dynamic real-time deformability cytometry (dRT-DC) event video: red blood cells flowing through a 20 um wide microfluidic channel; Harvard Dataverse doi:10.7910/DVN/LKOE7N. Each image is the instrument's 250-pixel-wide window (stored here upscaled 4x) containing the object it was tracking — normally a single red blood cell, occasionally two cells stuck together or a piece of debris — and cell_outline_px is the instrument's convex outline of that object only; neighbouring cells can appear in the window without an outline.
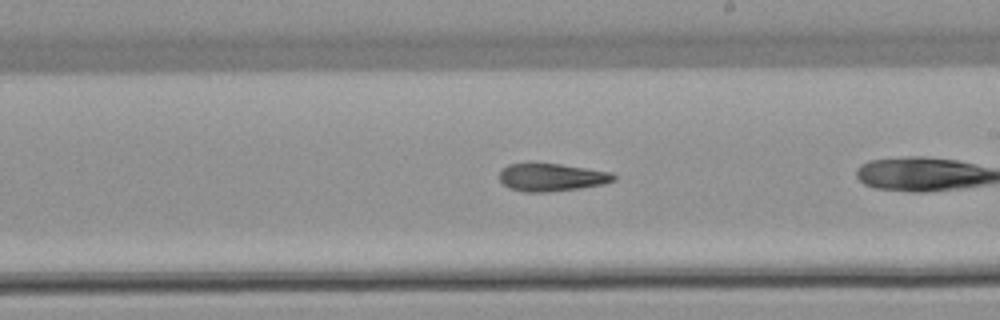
{"species": "common noctule bat (a hibernating species)", "species_latin": "Nyctalus noctula", "temperature_condition": "warm", "stored_images_in_passage": 36, "camera_frame_rate_fps": 3000, "um_per_image_px": 0.085, "animal": {"sex": "female", "body_mass_g": 22.7, "forearm_length_mm": 54.2}, "frame": {"image": 1, "passage_image": 26, "time_ms": 8.333, "image_size_px": [1000, 320], "cell_outline_px": [[616, 180], [604, 184], [580, 188], [548, 192], [524, 192], [508, 188], [500, 180], [500, 172], [508, 164], [560, 164], [612, 172], [616, 176]], "centroid_in_image_um": [46.92, 15.08], "position_along_channel_um": 242.1, "area_um2": 18.38}}
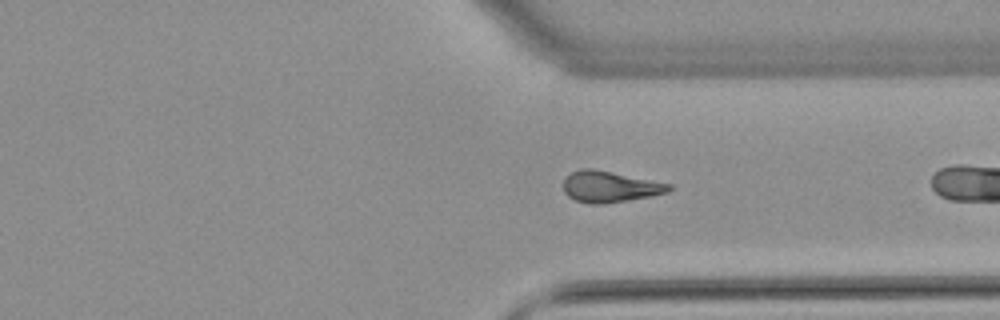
{"frame": {"image": 2, "passage_image": 35, "time_ms": 11.333, "image_size_px": [1000, 320], "cell_outline_px": [[672, 188], [668, 192], [652, 196], [604, 204], [588, 204], [576, 200], [568, 196], [564, 192], [564, 180], [572, 172], [580, 168], [592, 168], [672, 184]], "centroid_in_image_um": [51.84, 15.87], "position_along_channel_um": 359.6, "area_um2": 19.13}}